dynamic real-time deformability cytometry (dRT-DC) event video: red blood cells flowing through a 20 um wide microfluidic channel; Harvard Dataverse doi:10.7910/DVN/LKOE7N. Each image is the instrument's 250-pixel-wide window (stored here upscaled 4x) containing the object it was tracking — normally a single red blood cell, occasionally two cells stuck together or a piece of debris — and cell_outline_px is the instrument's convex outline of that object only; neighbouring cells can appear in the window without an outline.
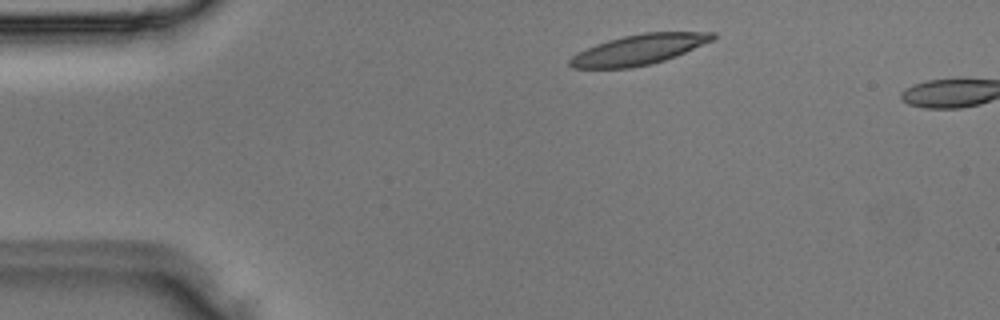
{"species": "Egyptian fruit bat (a non-hibernating species)", "species_latin": "Rousettus aegyptiacus", "temperature_condition": "room temperature", "stored_images_in_passage": 2, "camera_frame_rate_fps": 3000, "um_per_image_px": 0.085, "animal": {"sex": "male"}, "frame": {"image": 1, "passage_image": 1, "time_ms": 0.0, "image_size_px": [1000, 320], "cell_outline_px": [[716, 36], [712, 40], [676, 56], [664, 60], [632, 68], [572, 68], [568, 64], [568, 60], [572, 56], [596, 44], [608, 40], [624, 36], [644, 32], [716, 32]], "centroid_in_image_um": [54.3, 4.21], "position_along_channel_um": 30.7, "area_um2": 24.85}}